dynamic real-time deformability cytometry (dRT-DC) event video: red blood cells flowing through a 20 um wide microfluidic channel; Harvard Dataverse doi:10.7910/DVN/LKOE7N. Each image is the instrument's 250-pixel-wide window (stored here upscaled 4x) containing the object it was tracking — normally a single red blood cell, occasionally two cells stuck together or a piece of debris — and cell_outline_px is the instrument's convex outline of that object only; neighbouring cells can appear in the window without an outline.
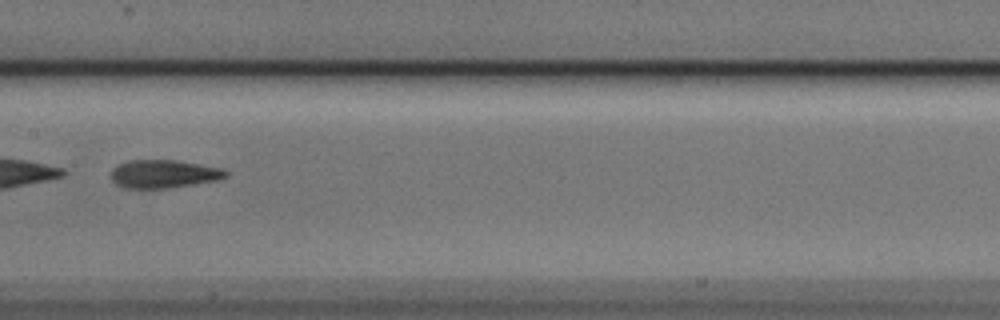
{"species": "Egyptian fruit bat (a non-hibernating species)", "species_latin": "Rousettus aegyptiacus", "temperature_condition": "cold", "stored_images_in_passage": 8, "camera_frame_rate_fps": 3000, "um_per_image_px": 0.085, "animal": {"sex": "male"}, "frame": {"image": 1, "passage_image": 6, "time_ms": 1.667, "image_size_px": [1000, 320], "cell_outline_px": [[228, 176], [220, 180], [168, 188], [124, 188], [116, 184], [112, 180], [112, 168], [128, 160], [176, 160], [220, 168], [228, 172]], "centroid_in_image_um": [13.92, 14.79], "position_along_channel_um": 193.5, "area_um2": 18.79}}
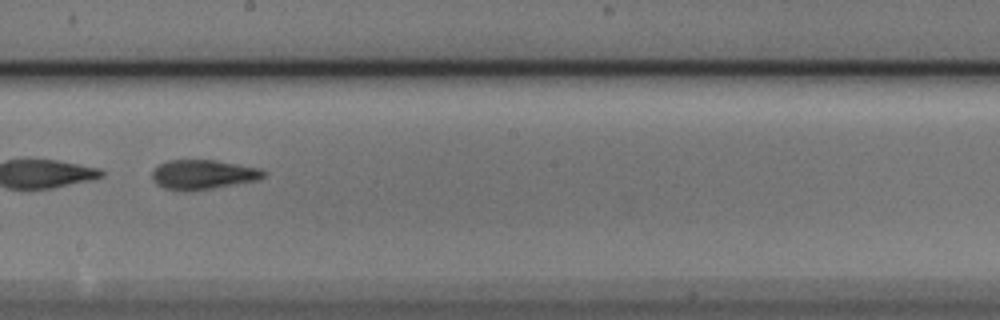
{"frame": {"image": 2, "passage_image": 7, "time_ms": 2.0, "image_size_px": [1000, 320], "cell_outline_px": [[264, 176], [260, 180], [188, 192], [184, 192], [164, 188], [156, 184], [152, 180], [152, 172], [160, 164], [168, 160], [216, 160], [260, 168], [264, 172]], "centroid_in_image_um": [17.24, 14.85], "position_along_channel_um": 231.0, "area_um2": 19.31}}
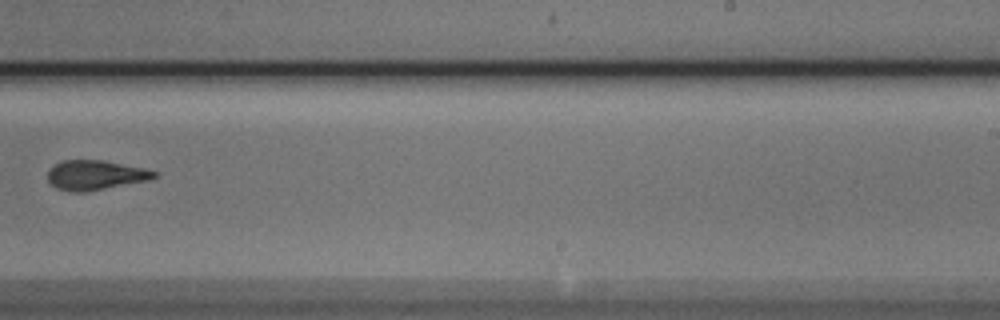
{"frame": {"image": 3, "passage_image": 8, "time_ms": 2.333, "image_size_px": [1000, 320], "cell_outline_px": [[156, 176], [148, 180], [84, 192], [72, 192], [56, 188], [48, 180], [48, 168], [52, 164], [64, 160], [100, 160], [144, 168], [156, 172]], "centroid_in_image_um": [8.04, 14.88], "position_along_channel_um": 281.0, "area_um2": 18.21}}